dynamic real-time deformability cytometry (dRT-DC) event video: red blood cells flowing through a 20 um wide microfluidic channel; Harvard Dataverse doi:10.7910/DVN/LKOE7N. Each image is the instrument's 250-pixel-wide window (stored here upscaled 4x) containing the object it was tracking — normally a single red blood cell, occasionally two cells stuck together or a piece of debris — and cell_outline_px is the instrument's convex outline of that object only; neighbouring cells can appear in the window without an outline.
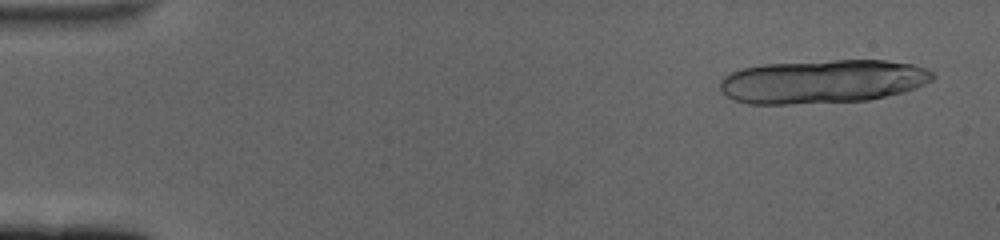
{"species": "human", "species_latin": "Homo sapiens", "temperature_condition": "cold", "stored_images_in_passage": 21, "camera_frame_rate_fps": 3000, "um_per_image_px": 0.085, "donor": {"sex": "female"}, "frame": {"image": 1, "passage_image": 3, "time_ms": 0.667, "image_size_px": [1000, 240], "cell_outline_px": [[936, 76], [932, 80], [924, 84], [904, 92], [868, 100], [788, 104], [748, 104], [736, 100], [728, 96], [720, 88], [720, 80], [724, 76], [732, 72], [744, 68], [760, 64], [836, 60], [884, 60], [912, 64], [928, 68], [936, 72]], "centroid_in_image_um": [69.96, 6.92], "position_along_channel_um": 15.0, "area_um2": 54.22}}